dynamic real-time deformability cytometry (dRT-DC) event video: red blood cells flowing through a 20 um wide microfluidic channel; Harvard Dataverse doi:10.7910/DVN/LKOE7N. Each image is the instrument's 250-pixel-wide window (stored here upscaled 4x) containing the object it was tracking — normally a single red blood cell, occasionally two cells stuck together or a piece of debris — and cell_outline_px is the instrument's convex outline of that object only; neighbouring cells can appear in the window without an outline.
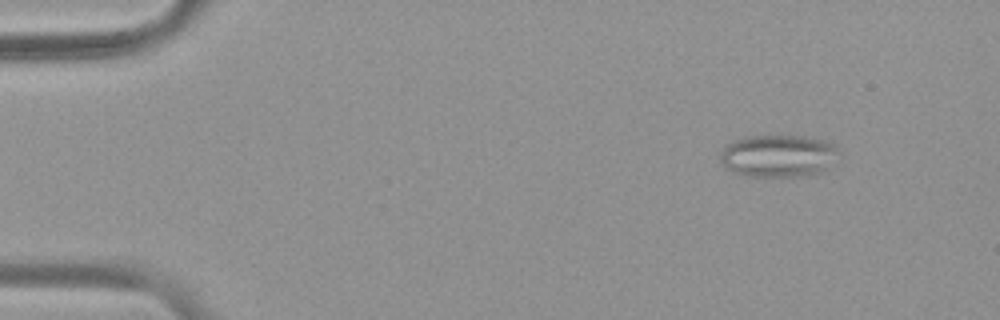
{"species": "common noctule bat (a hibernating species)", "species_latin": "Nyctalus noctula", "temperature_condition": "warm", "stored_images_in_passage": 8, "segment_of_instrument_passage": [1, 2], "camera_frame_rate_fps": 3000, "um_per_image_px": 0.085, "animal": {"sex": "female", "body_mass_g": 19.9}, "frame": {"image": 1, "passage_image": 2, "time_ms": 0.333, "image_size_px": [1000, 320], "cell_outline_px": [[840, 152], [820, 172], [808, 176], [744, 176], [732, 172], [720, 160], [720, 152], [724, 144], [732, 140], [744, 136], [804, 136], [828, 140]], "centroid_in_image_um": [66.09, 13.23], "position_along_channel_um": 18.9, "area_um2": 29.36}}